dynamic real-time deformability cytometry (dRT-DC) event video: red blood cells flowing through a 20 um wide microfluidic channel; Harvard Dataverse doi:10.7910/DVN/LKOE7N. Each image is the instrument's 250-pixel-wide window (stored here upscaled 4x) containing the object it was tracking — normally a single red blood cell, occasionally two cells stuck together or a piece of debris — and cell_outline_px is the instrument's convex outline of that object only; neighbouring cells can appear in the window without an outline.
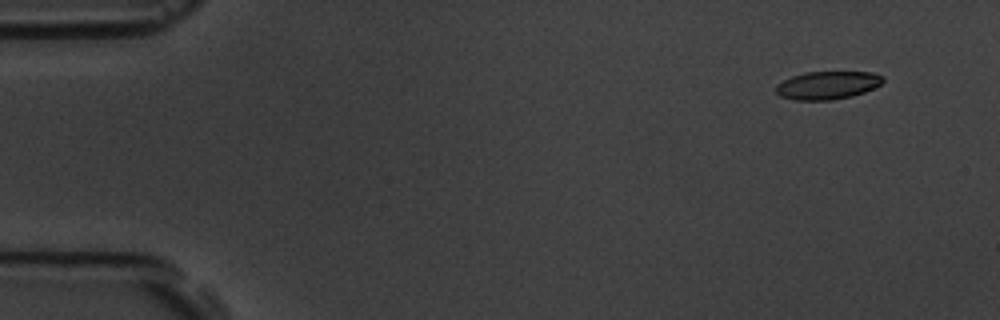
{"species": "common noctule bat (a hibernating species)", "species_latin": "Nyctalus noctula", "temperature_condition": "room temperature", "stored_images_in_passage": 4, "camera_frame_rate_fps": 3000, "um_per_image_px": 0.085, "animal": {"sex": "male", "body_mass_g": 19.5, "forearm_length_mm": 54.6}, "frame": {"image": 1, "passage_image": 1, "time_ms": 0.0, "image_size_px": [1000, 320], "cell_outline_px": [[884, 80], [880, 84], [864, 92], [852, 96], [832, 100], [796, 100], [780, 96], [776, 92], [776, 84], [792, 76], [804, 72], [872, 72], [884, 76]], "centroid_in_image_um": [70.33, 7.24], "position_along_channel_um": 14.7, "area_um2": 17.46}}
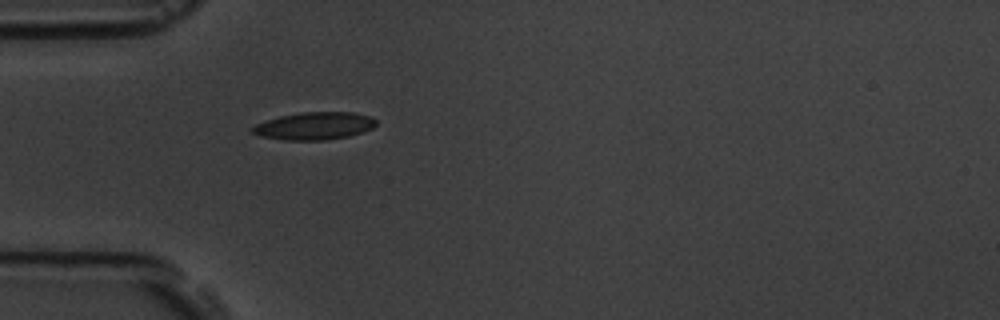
{"frame": {"image": 2, "passage_image": 4, "time_ms": 4.333, "image_size_px": [1000, 320], "cell_outline_px": [[376, 124], [372, 128], [364, 132], [348, 136], [324, 140], [284, 140], [260, 136], [252, 132], [252, 128], [256, 124], [264, 120], [280, 116], [300, 112], [352, 112], [372, 116], [376, 120]], "centroid_in_image_um": [26.73, 10.7], "position_along_channel_um": 58.3, "area_um2": 19.94}}